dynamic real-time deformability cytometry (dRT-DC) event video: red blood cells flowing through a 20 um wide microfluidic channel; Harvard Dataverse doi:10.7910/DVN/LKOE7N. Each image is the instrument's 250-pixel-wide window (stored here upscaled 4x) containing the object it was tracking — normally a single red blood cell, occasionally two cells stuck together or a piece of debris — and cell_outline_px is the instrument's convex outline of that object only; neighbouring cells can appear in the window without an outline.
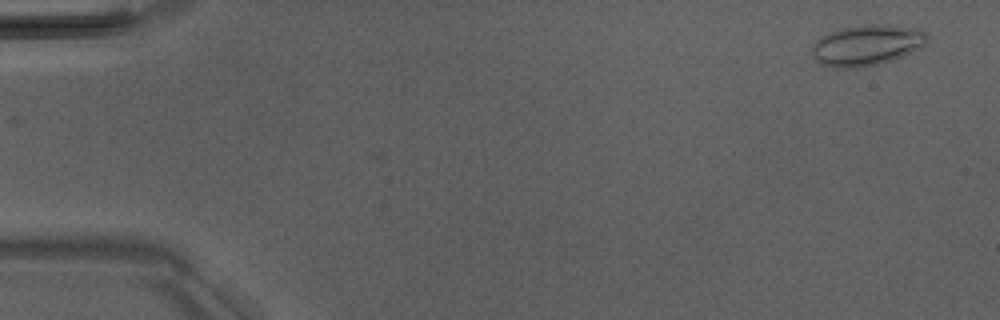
{"species": "Egyptian fruit bat (a non-hibernating species)", "species_latin": "Rousettus aegyptiacus", "temperature_condition": "room temperature", "stored_images_in_passage": 6, "camera_frame_rate_fps": 3000, "um_per_image_px": 0.085, "animal": {"sex": "male"}, "frame": {"image": 1, "passage_image": 1, "time_ms": 0.0, "image_size_px": [1000, 320], "cell_outline_px": [[928, 40], [920, 48], [904, 56], [880, 64], [860, 68], [832, 68], [820, 64], [812, 56], [812, 44], [816, 40], [840, 28], [864, 24], [888, 24], [912, 28], [924, 32], [928, 36]], "centroid_in_image_um": [73.66, 3.86], "position_along_channel_um": 11.3, "area_um2": 27.57}}